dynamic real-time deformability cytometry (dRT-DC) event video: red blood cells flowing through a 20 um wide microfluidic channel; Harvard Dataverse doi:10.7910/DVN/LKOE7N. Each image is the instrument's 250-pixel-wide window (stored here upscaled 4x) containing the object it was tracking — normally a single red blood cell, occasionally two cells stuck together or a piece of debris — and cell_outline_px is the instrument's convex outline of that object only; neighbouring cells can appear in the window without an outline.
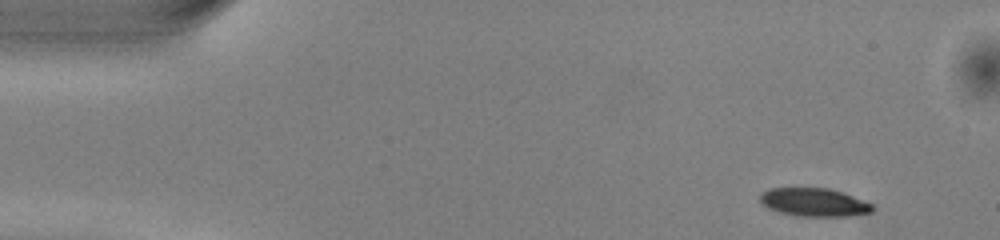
{"species": "common noctule bat (a hibernating species)", "species_latin": "Nyctalus noctula", "temperature_condition": "warm", "stored_images_in_passage": 47, "camera_frame_rate_fps": 3000, "um_per_image_px": 0.085, "animal": {"sex": "male", "body_mass_g": 13.0, "forearm_length_mm": 53.1}, "frame": {"image": 1, "passage_image": 1, "time_ms": 0.0, "image_size_px": [1000, 240], "cell_outline_px": [[872, 212], [852, 216], [800, 216], [780, 212], [768, 208], [760, 200], [760, 192], [768, 188], [828, 188], [844, 192], [872, 204]], "centroid_in_image_um": [69.19, 17.18], "position_along_channel_um": 15.8, "area_um2": 18.5}}
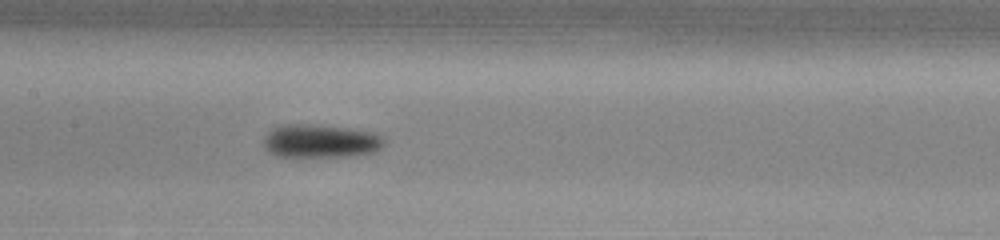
{"frame": {"image": 2, "passage_image": 21, "time_ms": 6.667, "image_size_px": [1000, 240], "cell_outline_px": [[384, 144], [380, 148], [372, 152], [348, 156], [276, 156], [268, 152], [264, 148], [264, 136], [272, 128], [280, 124], [312, 124], [352, 128], [372, 132], [380, 136], [384, 140]], "centroid_in_image_um": [27.19, 11.97], "position_along_channel_um": 180.2, "area_um2": 23.47}}
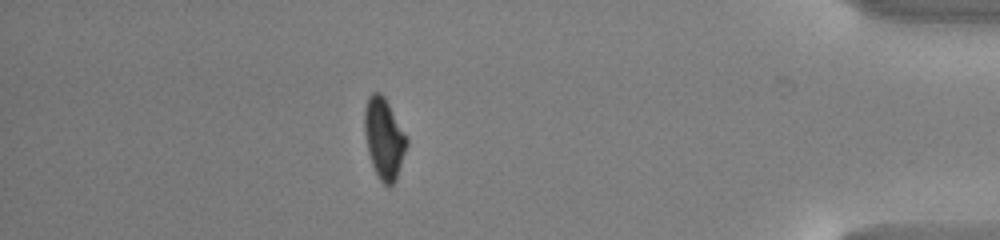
{"frame": {"image": 3, "passage_image": 41, "time_ms": 13.333, "image_size_px": [1000, 240], "cell_outline_px": [[408, 144], [396, 180], [388, 188], [380, 180], [372, 164], [368, 152], [364, 132], [364, 108], [368, 96], [372, 92], [380, 92], [384, 96], [408, 136]], "centroid_in_image_um": [32.65, 11.74], "position_along_channel_um": 402.6, "area_um2": 20.11}, "authors_computed_cell_mechanics": {"area_um2": 20.6924, "velocity_mm_per_s": 4.0485, "shape_relaxation_time_tau1_ms": 3.3981, "shape_relaxation_time_tau2_ms": null, "deformation_change_tau1": 0.1275, "deformation_change_tau2": null}}